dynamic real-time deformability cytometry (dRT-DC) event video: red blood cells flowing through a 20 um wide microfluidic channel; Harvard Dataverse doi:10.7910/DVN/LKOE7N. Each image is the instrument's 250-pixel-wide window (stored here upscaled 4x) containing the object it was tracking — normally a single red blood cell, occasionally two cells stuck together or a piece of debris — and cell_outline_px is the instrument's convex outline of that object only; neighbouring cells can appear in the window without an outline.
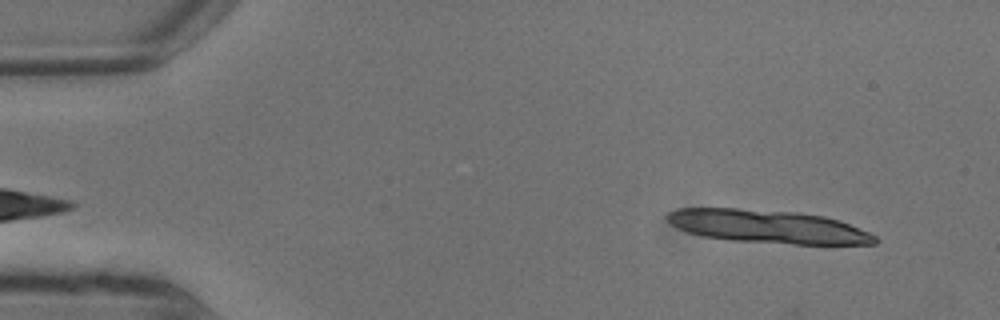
{"species": "common noctule bat (a hibernating species)", "species_latin": "Nyctalus noctula", "temperature_condition": "warm", "stored_images_in_passage": 6, "segment_of_instrument_passage": [1, 2], "camera_frame_rate_fps": 3000, "um_per_image_px": 0.085, "animal": {"sex": "male", "body_mass_g": 13.3}, "frame": {"image": 1, "passage_image": 1, "time_ms": 0.0, "image_size_px": [1000, 320], "cell_outline_px": [[880, 240], [876, 244], [792, 244], [728, 240], [704, 236], [688, 232], [676, 228], [664, 216], [668, 212], [680, 208], [736, 208], [800, 212], [824, 216], [840, 220], [868, 232], [876, 236]], "centroid_in_image_um": [65.28, 19.25], "position_along_channel_um": 19.7, "area_um2": 40.4}}
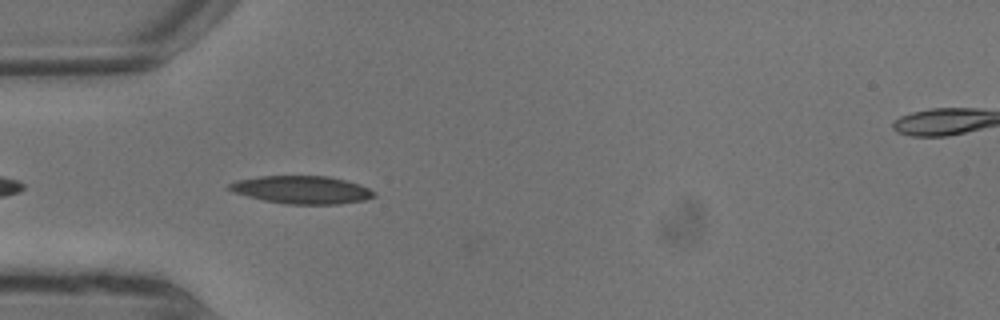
{"frame": {"image": 2, "passage_image": 5, "time_ms": 1.333, "image_size_px": [1000, 320], "cell_outline_px": [[376, 196], [364, 200], [336, 204], [284, 204], [264, 200], [232, 192], [228, 188], [228, 184], [236, 180], [260, 176], [328, 176], [360, 184], [376, 192]], "centroid_in_image_um": [25.65, 16.13], "position_along_channel_um": 59.4, "area_um2": 23.47}}